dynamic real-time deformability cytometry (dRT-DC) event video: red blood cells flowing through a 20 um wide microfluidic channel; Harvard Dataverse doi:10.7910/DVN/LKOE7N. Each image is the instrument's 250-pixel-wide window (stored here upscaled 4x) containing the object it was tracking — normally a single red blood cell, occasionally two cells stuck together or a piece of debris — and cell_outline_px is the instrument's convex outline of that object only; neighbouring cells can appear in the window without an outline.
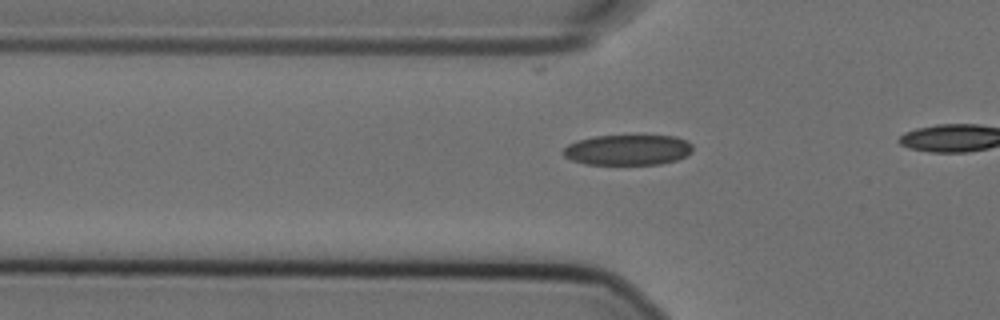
{"species": "Egyptian fruit bat (a non-hibernating species)", "species_latin": "Rousettus aegyptiacus", "temperature_condition": "cold", "stored_images_in_passage": 10, "camera_frame_rate_fps": 3000, "um_per_image_px": 0.085, "animal": {"sex": "female"}, "frame": {"image": 1, "passage_image": 7, "time_ms": 2.0, "image_size_px": [1000, 320], "cell_outline_px": [[692, 152], [676, 160], [660, 164], [584, 164], [572, 160], [564, 156], [560, 152], [568, 144], [576, 140], [596, 136], [676, 136], [692, 144]], "centroid_in_image_um": [53.32, 12.74], "position_along_channel_um": 72.5, "area_um2": 22.95}}